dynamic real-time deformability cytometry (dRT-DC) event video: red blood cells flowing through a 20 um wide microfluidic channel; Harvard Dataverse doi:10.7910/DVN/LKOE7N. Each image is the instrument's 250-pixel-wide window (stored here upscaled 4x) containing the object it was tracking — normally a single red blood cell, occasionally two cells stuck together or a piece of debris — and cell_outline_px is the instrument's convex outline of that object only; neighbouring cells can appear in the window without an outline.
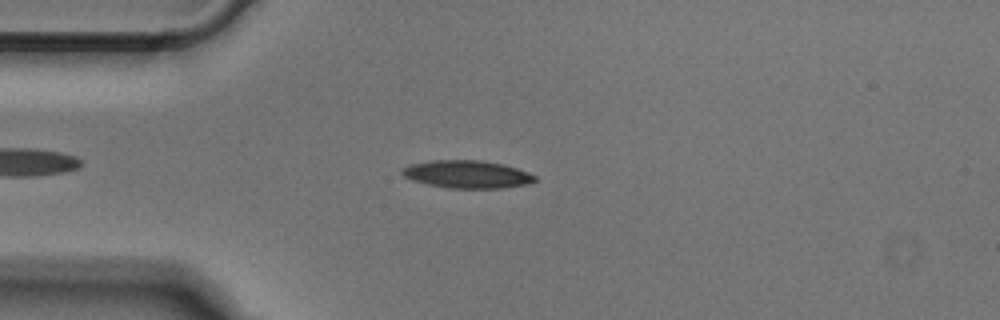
{"species": "Egyptian fruit bat (a non-hibernating species)", "species_latin": "Rousettus aegyptiacus", "temperature_condition": "cold", "stored_images_in_passage": 37, "camera_frame_rate_fps": 3000, "um_per_image_px": 0.085, "animal": {"sex": "male"}, "frame": {"image": 1, "passage_image": 2, "time_ms": 0.333, "image_size_px": [1000, 320], "cell_outline_px": [[536, 180], [528, 184], [504, 188], [448, 188], [428, 184], [412, 180], [404, 176], [400, 172], [408, 164], [432, 160], [480, 160], [504, 164], [528, 172], [536, 176]], "centroid_in_image_um": [39.71, 14.81], "position_along_channel_um": 45.3, "area_um2": 21.5}}
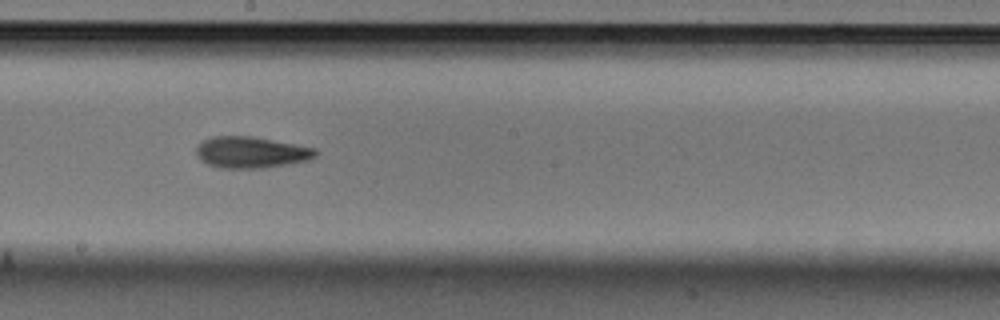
{"frame": {"image": 2, "passage_image": 17, "time_ms": 5.333, "image_size_px": [1000, 320], "cell_outline_px": [[320, 152], [316, 156], [308, 160], [288, 164], [264, 168], [224, 168], [208, 164], [200, 160], [196, 156], [196, 148], [204, 140], [212, 136], [252, 136], [296, 144], [316, 148]], "centroid_in_image_um": [21.37, 12.94], "position_along_channel_um": 226.8, "area_um2": 21.91}}
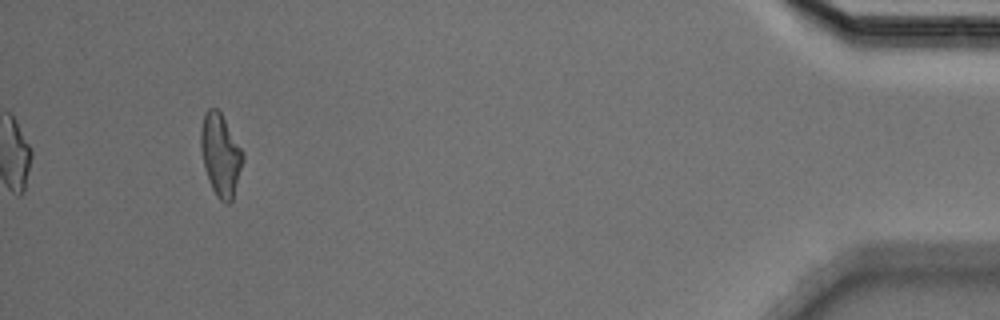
{"frame": {"image": 3, "passage_image": 37, "time_ms": 12.0, "image_size_px": [1000, 320], "cell_outline_px": [[244, 160], [232, 200], [228, 204], [224, 204], [216, 196], [208, 180], [204, 168], [200, 148], [200, 128], [204, 112], [208, 108], [216, 108], [220, 112], [244, 152]], "centroid_in_image_um": [18.73, 13.17], "position_along_channel_um": 416.5, "area_um2": 20.4}}